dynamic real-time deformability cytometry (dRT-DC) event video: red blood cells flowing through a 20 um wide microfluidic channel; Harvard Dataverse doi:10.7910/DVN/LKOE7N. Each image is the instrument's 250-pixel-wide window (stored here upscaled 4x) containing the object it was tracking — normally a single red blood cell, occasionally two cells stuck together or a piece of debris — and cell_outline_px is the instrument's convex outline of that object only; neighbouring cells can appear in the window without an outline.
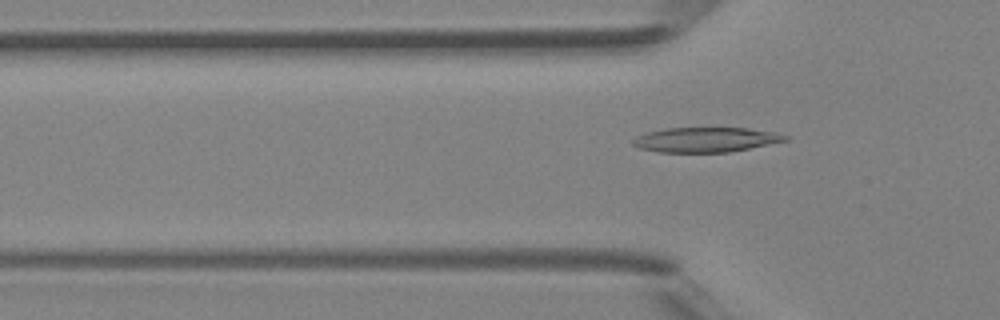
{"species": "Egyptian fruit bat (a non-hibernating species)", "species_latin": "Rousettus aegyptiacus", "temperature_condition": "room temperature", "stored_images_in_passage": 5, "camera_frame_rate_fps": 3000, "um_per_image_px": 0.085, "animal": {"sex": "female"}, "frame": {"image": 1, "passage_image": 5, "time_ms": 5.333, "image_size_px": [1000, 320], "cell_outline_px": [[788, 140], [728, 152], [656, 152], [640, 148], [632, 144], [632, 140], [636, 136], [648, 132], [664, 128], [748, 128], [772, 132], [788, 136]], "centroid_in_image_um": [59.93, 11.87], "position_along_channel_um": 65.9, "area_um2": 21.79}}